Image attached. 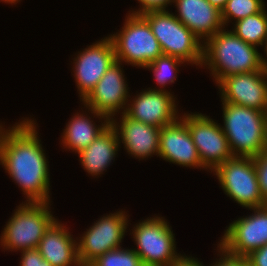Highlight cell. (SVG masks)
<instances>
[{
    "label": "cell",
    "mask_w": 267,
    "mask_h": 266,
    "mask_svg": "<svg viewBox=\"0 0 267 266\" xmlns=\"http://www.w3.org/2000/svg\"><path fill=\"white\" fill-rule=\"evenodd\" d=\"M220 124L233 156L256 157L267 149V113L222 102Z\"/></svg>",
    "instance_id": "3957f363"
},
{
    "label": "cell",
    "mask_w": 267,
    "mask_h": 266,
    "mask_svg": "<svg viewBox=\"0 0 267 266\" xmlns=\"http://www.w3.org/2000/svg\"><path fill=\"white\" fill-rule=\"evenodd\" d=\"M224 194L245 209L263 207L265 203L257 180L253 157L233 156L213 172Z\"/></svg>",
    "instance_id": "ba28073f"
},
{
    "label": "cell",
    "mask_w": 267,
    "mask_h": 266,
    "mask_svg": "<svg viewBox=\"0 0 267 266\" xmlns=\"http://www.w3.org/2000/svg\"><path fill=\"white\" fill-rule=\"evenodd\" d=\"M130 94L125 114L133 120L161 128L181 116L177 96L170 92L147 87Z\"/></svg>",
    "instance_id": "5bb4252c"
},
{
    "label": "cell",
    "mask_w": 267,
    "mask_h": 266,
    "mask_svg": "<svg viewBox=\"0 0 267 266\" xmlns=\"http://www.w3.org/2000/svg\"><path fill=\"white\" fill-rule=\"evenodd\" d=\"M221 102L254 108L267 113V72L232 74L217 84Z\"/></svg>",
    "instance_id": "9a60e30c"
},
{
    "label": "cell",
    "mask_w": 267,
    "mask_h": 266,
    "mask_svg": "<svg viewBox=\"0 0 267 266\" xmlns=\"http://www.w3.org/2000/svg\"><path fill=\"white\" fill-rule=\"evenodd\" d=\"M122 210L103 214L77 237L78 258L82 266H88L109 250L122 247L127 228L131 226L128 211Z\"/></svg>",
    "instance_id": "9c48e42d"
},
{
    "label": "cell",
    "mask_w": 267,
    "mask_h": 266,
    "mask_svg": "<svg viewBox=\"0 0 267 266\" xmlns=\"http://www.w3.org/2000/svg\"><path fill=\"white\" fill-rule=\"evenodd\" d=\"M73 58L71 74L82 102L116 61L112 40L108 35L96 40L75 53Z\"/></svg>",
    "instance_id": "8fae6325"
},
{
    "label": "cell",
    "mask_w": 267,
    "mask_h": 266,
    "mask_svg": "<svg viewBox=\"0 0 267 266\" xmlns=\"http://www.w3.org/2000/svg\"><path fill=\"white\" fill-rule=\"evenodd\" d=\"M186 65L188 66L186 62L177 57L168 55L159 56L144 68L145 70L151 71L154 76L153 79L156 80L157 88L155 86L154 88H149L174 94V92H171V89H167L166 87L169 84H175V81H177L176 79L178 78V73L180 72L179 67H184Z\"/></svg>",
    "instance_id": "603a6c76"
},
{
    "label": "cell",
    "mask_w": 267,
    "mask_h": 266,
    "mask_svg": "<svg viewBox=\"0 0 267 266\" xmlns=\"http://www.w3.org/2000/svg\"><path fill=\"white\" fill-rule=\"evenodd\" d=\"M214 7L219 9L220 11L224 8L226 2L228 0H208Z\"/></svg>",
    "instance_id": "1f68e13d"
},
{
    "label": "cell",
    "mask_w": 267,
    "mask_h": 266,
    "mask_svg": "<svg viewBox=\"0 0 267 266\" xmlns=\"http://www.w3.org/2000/svg\"><path fill=\"white\" fill-rule=\"evenodd\" d=\"M187 124L201 163L211 174L219 165L233 157L220 123L201 112H184L180 116Z\"/></svg>",
    "instance_id": "30bf717a"
},
{
    "label": "cell",
    "mask_w": 267,
    "mask_h": 266,
    "mask_svg": "<svg viewBox=\"0 0 267 266\" xmlns=\"http://www.w3.org/2000/svg\"><path fill=\"white\" fill-rule=\"evenodd\" d=\"M264 69L267 72V60L264 62Z\"/></svg>",
    "instance_id": "e575fe53"
},
{
    "label": "cell",
    "mask_w": 267,
    "mask_h": 266,
    "mask_svg": "<svg viewBox=\"0 0 267 266\" xmlns=\"http://www.w3.org/2000/svg\"><path fill=\"white\" fill-rule=\"evenodd\" d=\"M170 266H206L197 257L192 255L182 254L177 260L173 262ZM208 266V265H207Z\"/></svg>",
    "instance_id": "4dcf8cb0"
},
{
    "label": "cell",
    "mask_w": 267,
    "mask_h": 266,
    "mask_svg": "<svg viewBox=\"0 0 267 266\" xmlns=\"http://www.w3.org/2000/svg\"><path fill=\"white\" fill-rule=\"evenodd\" d=\"M139 5L138 8H131L128 13L142 14L150 10H168L172 6L173 0H136ZM137 8V9H136Z\"/></svg>",
    "instance_id": "83f0119b"
},
{
    "label": "cell",
    "mask_w": 267,
    "mask_h": 266,
    "mask_svg": "<svg viewBox=\"0 0 267 266\" xmlns=\"http://www.w3.org/2000/svg\"><path fill=\"white\" fill-rule=\"evenodd\" d=\"M158 215L141 219L132 225V229L128 228L136 245L133 250L144 266H170L182 255L177 252L175 233L170 222Z\"/></svg>",
    "instance_id": "52a82bcc"
},
{
    "label": "cell",
    "mask_w": 267,
    "mask_h": 266,
    "mask_svg": "<svg viewBox=\"0 0 267 266\" xmlns=\"http://www.w3.org/2000/svg\"><path fill=\"white\" fill-rule=\"evenodd\" d=\"M20 1H22V0H0V2H4V3H6V4H10V5H16L17 3H20Z\"/></svg>",
    "instance_id": "836d02e7"
},
{
    "label": "cell",
    "mask_w": 267,
    "mask_h": 266,
    "mask_svg": "<svg viewBox=\"0 0 267 266\" xmlns=\"http://www.w3.org/2000/svg\"><path fill=\"white\" fill-rule=\"evenodd\" d=\"M253 158L261 194L267 204V149Z\"/></svg>",
    "instance_id": "484cf974"
},
{
    "label": "cell",
    "mask_w": 267,
    "mask_h": 266,
    "mask_svg": "<svg viewBox=\"0 0 267 266\" xmlns=\"http://www.w3.org/2000/svg\"><path fill=\"white\" fill-rule=\"evenodd\" d=\"M150 10L140 14L149 24L158 40L163 55L177 57L188 65L201 68L203 46L201 41L171 11Z\"/></svg>",
    "instance_id": "5b68a950"
},
{
    "label": "cell",
    "mask_w": 267,
    "mask_h": 266,
    "mask_svg": "<svg viewBox=\"0 0 267 266\" xmlns=\"http://www.w3.org/2000/svg\"><path fill=\"white\" fill-rule=\"evenodd\" d=\"M51 203L20 202L1 231L0 249L5 253L37 248L45 231L57 219Z\"/></svg>",
    "instance_id": "277c9868"
},
{
    "label": "cell",
    "mask_w": 267,
    "mask_h": 266,
    "mask_svg": "<svg viewBox=\"0 0 267 266\" xmlns=\"http://www.w3.org/2000/svg\"><path fill=\"white\" fill-rule=\"evenodd\" d=\"M118 115L110 119V125L116 131L120 149L123 147L138 161L158 157L161 128L133 120L125 113Z\"/></svg>",
    "instance_id": "2e32d148"
},
{
    "label": "cell",
    "mask_w": 267,
    "mask_h": 266,
    "mask_svg": "<svg viewBox=\"0 0 267 266\" xmlns=\"http://www.w3.org/2000/svg\"><path fill=\"white\" fill-rule=\"evenodd\" d=\"M88 266H144L133 248L119 247L98 256Z\"/></svg>",
    "instance_id": "d4e9b609"
},
{
    "label": "cell",
    "mask_w": 267,
    "mask_h": 266,
    "mask_svg": "<svg viewBox=\"0 0 267 266\" xmlns=\"http://www.w3.org/2000/svg\"><path fill=\"white\" fill-rule=\"evenodd\" d=\"M266 3L264 0H228L221 10L224 26L229 27V24L260 12Z\"/></svg>",
    "instance_id": "cb8c5ba5"
},
{
    "label": "cell",
    "mask_w": 267,
    "mask_h": 266,
    "mask_svg": "<svg viewBox=\"0 0 267 266\" xmlns=\"http://www.w3.org/2000/svg\"><path fill=\"white\" fill-rule=\"evenodd\" d=\"M266 7L267 5L260 12L233 23L230 30L244 42L261 49L267 36Z\"/></svg>",
    "instance_id": "7402d4cb"
},
{
    "label": "cell",
    "mask_w": 267,
    "mask_h": 266,
    "mask_svg": "<svg viewBox=\"0 0 267 266\" xmlns=\"http://www.w3.org/2000/svg\"><path fill=\"white\" fill-rule=\"evenodd\" d=\"M216 254L217 257L211 264L208 266H249L248 260L246 257L234 256L227 253L220 245L216 244Z\"/></svg>",
    "instance_id": "4316f807"
},
{
    "label": "cell",
    "mask_w": 267,
    "mask_h": 266,
    "mask_svg": "<svg viewBox=\"0 0 267 266\" xmlns=\"http://www.w3.org/2000/svg\"><path fill=\"white\" fill-rule=\"evenodd\" d=\"M249 266H267V244L246 256Z\"/></svg>",
    "instance_id": "f546056e"
},
{
    "label": "cell",
    "mask_w": 267,
    "mask_h": 266,
    "mask_svg": "<svg viewBox=\"0 0 267 266\" xmlns=\"http://www.w3.org/2000/svg\"><path fill=\"white\" fill-rule=\"evenodd\" d=\"M57 218L45 231L37 247L52 266H82L78 258L77 236Z\"/></svg>",
    "instance_id": "ffe728a7"
},
{
    "label": "cell",
    "mask_w": 267,
    "mask_h": 266,
    "mask_svg": "<svg viewBox=\"0 0 267 266\" xmlns=\"http://www.w3.org/2000/svg\"><path fill=\"white\" fill-rule=\"evenodd\" d=\"M19 266H52L45 260L37 248L20 251Z\"/></svg>",
    "instance_id": "f1b7e54d"
},
{
    "label": "cell",
    "mask_w": 267,
    "mask_h": 266,
    "mask_svg": "<svg viewBox=\"0 0 267 266\" xmlns=\"http://www.w3.org/2000/svg\"><path fill=\"white\" fill-rule=\"evenodd\" d=\"M126 14L123 26L108 36L114 46L116 61L143 70L163 52L148 22L140 14Z\"/></svg>",
    "instance_id": "8992f818"
},
{
    "label": "cell",
    "mask_w": 267,
    "mask_h": 266,
    "mask_svg": "<svg viewBox=\"0 0 267 266\" xmlns=\"http://www.w3.org/2000/svg\"><path fill=\"white\" fill-rule=\"evenodd\" d=\"M21 119L6 128L0 121V165L22 191V202H52L50 166L37 120Z\"/></svg>",
    "instance_id": "6da1fadb"
},
{
    "label": "cell",
    "mask_w": 267,
    "mask_h": 266,
    "mask_svg": "<svg viewBox=\"0 0 267 266\" xmlns=\"http://www.w3.org/2000/svg\"><path fill=\"white\" fill-rule=\"evenodd\" d=\"M120 151L116 131L109 125L93 142L79 152V163L93 178L102 177ZM112 163V164H111Z\"/></svg>",
    "instance_id": "44dd1931"
},
{
    "label": "cell",
    "mask_w": 267,
    "mask_h": 266,
    "mask_svg": "<svg viewBox=\"0 0 267 266\" xmlns=\"http://www.w3.org/2000/svg\"><path fill=\"white\" fill-rule=\"evenodd\" d=\"M80 104L85 109L80 107L82 110L73 113L60 136V147L63 145L62 149L75 154L88 147L110 125L108 117Z\"/></svg>",
    "instance_id": "ac0fdd59"
},
{
    "label": "cell",
    "mask_w": 267,
    "mask_h": 266,
    "mask_svg": "<svg viewBox=\"0 0 267 266\" xmlns=\"http://www.w3.org/2000/svg\"><path fill=\"white\" fill-rule=\"evenodd\" d=\"M261 50L222 28L204 42L201 69H208L215 85L232 74L265 71Z\"/></svg>",
    "instance_id": "7a4b0ae2"
},
{
    "label": "cell",
    "mask_w": 267,
    "mask_h": 266,
    "mask_svg": "<svg viewBox=\"0 0 267 266\" xmlns=\"http://www.w3.org/2000/svg\"><path fill=\"white\" fill-rule=\"evenodd\" d=\"M262 50L264 54H261V56H262L263 61L265 62L267 60V36H266L264 45L262 47Z\"/></svg>",
    "instance_id": "d6a6232c"
},
{
    "label": "cell",
    "mask_w": 267,
    "mask_h": 266,
    "mask_svg": "<svg viewBox=\"0 0 267 266\" xmlns=\"http://www.w3.org/2000/svg\"><path fill=\"white\" fill-rule=\"evenodd\" d=\"M173 13L203 43L224 28L221 11L208 0H173Z\"/></svg>",
    "instance_id": "d6986e66"
},
{
    "label": "cell",
    "mask_w": 267,
    "mask_h": 266,
    "mask_svg": "<svg viewBox=\"0 0 267 266\" xmlns=\"http://www.w3.org/2000/svg\"><path fill=\"white\" fill-rule=\"evenodd\" d=\"M248 210L250 215L238 217L225 227L217 243L231 255L246 257L267 244V205Z\"/></svg>",
    "instance_id": "7c38bea8"
},
{
    "label": "cell",
    "mask_w": 267,
    "mask_h": 266,
    "mask_svg": "<svg viewBox=\"0 0 267 266\" xmlns=\"http://www.w3.org/2000/svg\"><path fill=\"white\" fill-rule=\"evenodd\" d=\"M123 65L121 62L115 61L81 103L109 119L119 113H125L130 87Z\"/></svg>",
    "instance_id": "4fadbf2b"
},
{
    "label": "cell",
    "mask_w": 267,
    "mask_h": 266,
    "mask_svg": "<svg viewBox=\"0 0 267 266\" xmlns=\"http://www.w3.org/2000/svg\"><path fill=\"white\" fill-rule=\"evenodd\" d=\"M158 156L170 164L209 172L201 163L187 124L181 117L161 127Z\"/></svg>",
    "instance_id": "e0dca14e"
}]
</instances>
